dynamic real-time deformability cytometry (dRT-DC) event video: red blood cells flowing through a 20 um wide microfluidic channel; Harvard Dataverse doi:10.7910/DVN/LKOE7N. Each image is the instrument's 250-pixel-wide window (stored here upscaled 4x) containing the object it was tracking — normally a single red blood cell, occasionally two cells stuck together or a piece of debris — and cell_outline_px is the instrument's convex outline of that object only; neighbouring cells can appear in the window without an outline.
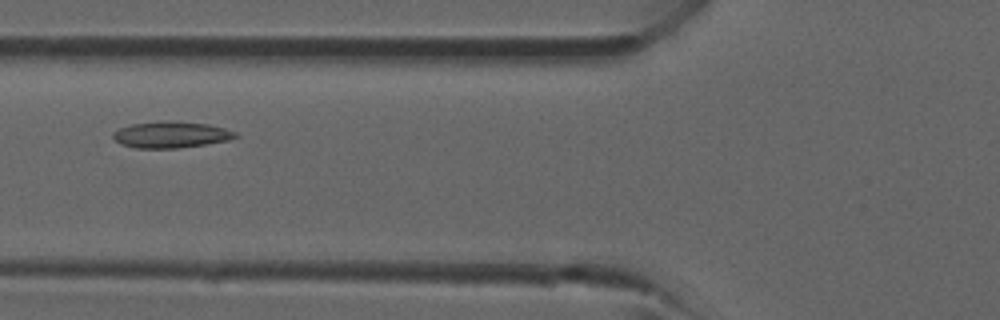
{"species": "common noctule bat (a hibernating species)", "species_latin": "Nyctalus noctula", "temperature_condition": "room temperature", "stored_images_in_passage": 32, "camera_frame_rate_fps": 3000, "um_per_image_px": 0.085, "animal": {"sex": "male", "forearm_length_mm": 52.5}, "frame": {"image": 1, "passage_image": 7, "time_ms": 2.0, "image_size_px": [1000, 320], "cell_outline_px": [[240, 136], [228, 140], [204, 144], [176, 148], [136, 148], [120, 144], [112, 136], [112, 132], [120, 128], [132, 124], [160, 120], [208, 124], [224, 128], [236, 132]], "centroid_in_image_um": [14.52, 11.44], "position_along_channel_um": 111.3, "area_um2": 18.73}}
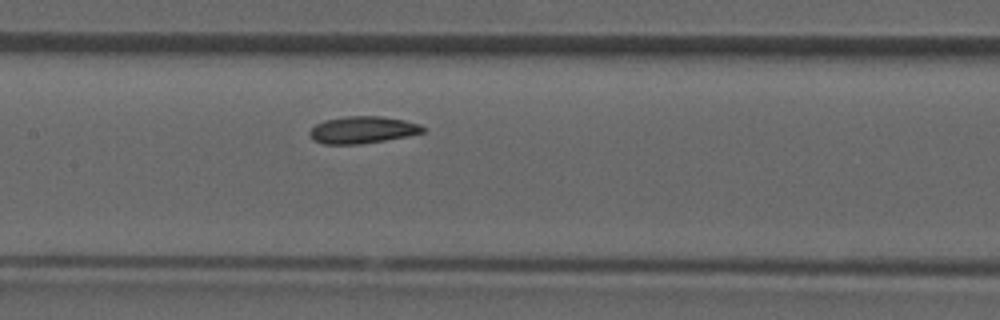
{"frame": {"image": 2, "passage_image": 11, "time_ms": 3.333, "image_size_px": [1000, 320], "cell_outline_px": [[424, 132], [408, 136], [360, 144], [324, 144], [312, 140], [308, 132], [316, 124], [324, 120], [344, 116], [380, 116], [404, 120], [420, 124], [424, 128]], "centroid_in_image_um": [30.79, 11.04], "position_along_channel_um": 176.6, "area_um2": 17.86}}
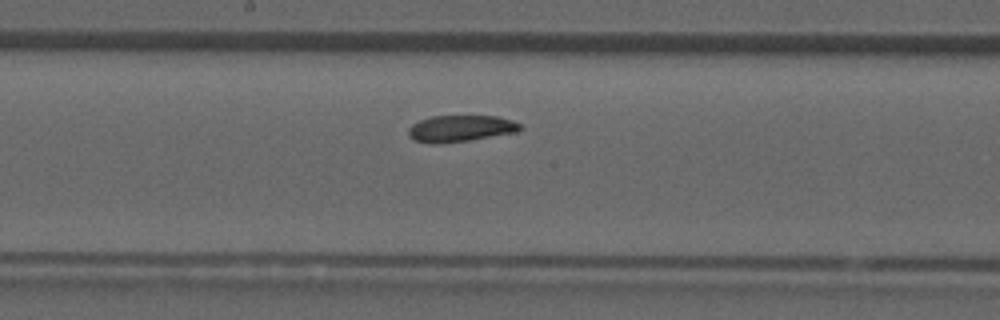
{"frame": {"image": 3, "passage_image": 13, "time_ms": 4.0, "image_size_px": [1000, 320], "cell_outline_px": [[520, 132], [468, 140], [432, 144], [412, 140], [408, 136], [408, 128], [412, 124], [420, 120], [432, 116], [496, 116], [512, 120], [520, 124]], "centroid_in_image_um": [39.12, 10.92], "position_along_channel_um": 209.1, "area_um2": 17.28}}